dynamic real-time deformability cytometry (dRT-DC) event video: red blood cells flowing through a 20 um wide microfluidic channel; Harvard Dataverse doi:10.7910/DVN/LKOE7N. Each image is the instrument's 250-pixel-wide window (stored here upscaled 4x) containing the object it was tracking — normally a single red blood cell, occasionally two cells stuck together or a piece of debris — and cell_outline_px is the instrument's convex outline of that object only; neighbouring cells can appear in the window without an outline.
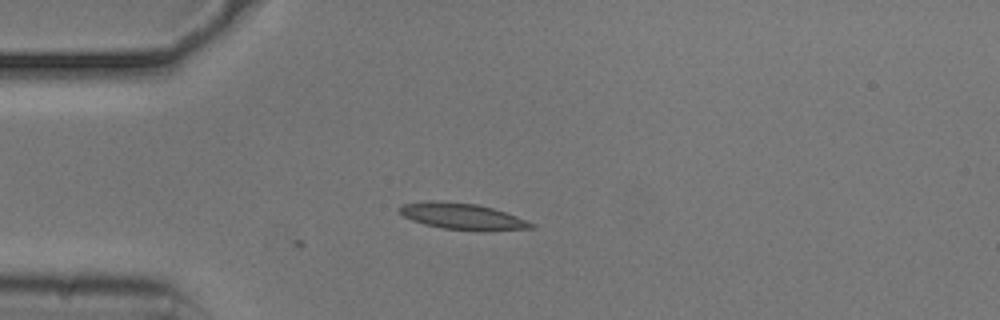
{"species": "common noctule bat (a hibernating species)", "species_latin": "Nyctalus noctula", "temperature_condition": "cold", "stored_images_in_passage": 2, "camera_frame_rate_fps": 3000, "um_per_image_px": 0.085, "animal": {"sex": "male", "body_mass_g": 20.5, "forearm_length_mm": 52.5}, "frame": {"image": 1, "passage_image": 2, "time_ms": 0.333, "image_size_px": [1000, 320], "cell_outline_px": [[536, 228], [484, 232], [444, 228], [424, 224], [412, 220], [404, 216], [396, 208], [404, 204], [428, 200], [440, 200], [476, 204], [492, 208], [516, 216], [536, 224]], "centroid_in_image_um": [39.33, 18.4], "position_along_channel_um": 45.7, "area_um2": 20.46}}